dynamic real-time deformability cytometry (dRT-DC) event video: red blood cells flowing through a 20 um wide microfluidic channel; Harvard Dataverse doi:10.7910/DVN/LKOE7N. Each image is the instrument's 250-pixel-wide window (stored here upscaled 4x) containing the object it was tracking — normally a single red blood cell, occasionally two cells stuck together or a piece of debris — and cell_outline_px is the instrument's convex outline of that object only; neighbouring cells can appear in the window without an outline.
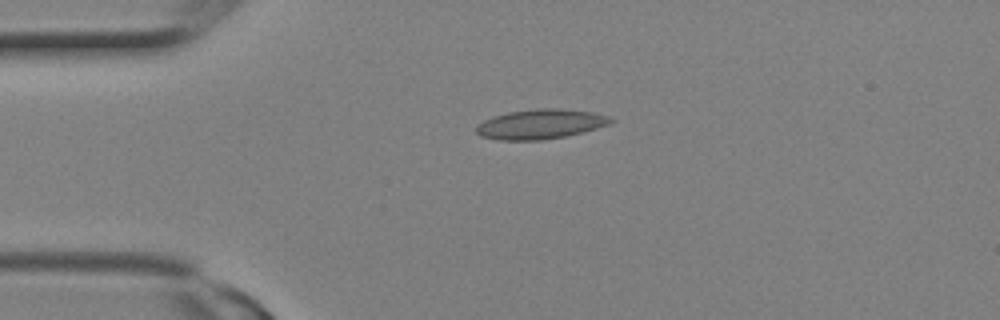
{"species": "Egyptian fruit bat (a non-hibernating species)", "species_latin": "Rousettus aegyptiacus", "temperature_condition": "room temperature", "stored_images_in_passage": 6, "camera_frame_rate_fps": 3000, "um_per_image_px": 0.085, "animal": {"sex": "female"}, "frame": {"image": 1, "passage_image": 1, "time_ms": 0.0, "image_size_px": [1000, 320], "cell_outline_px": [[616, 120], [608, 124], [584, 132], [564, 136], [540, 140], [500, 140], [480, 136], [476, 132], [476, 124], [492, 116], [508, 112], [536, 108], [560, 108], [592, 112], [608, 116]], "centroid_in_image_um": [45.91, 10.54], "position_along_channel_um": 39.1, "area_um2": 23.35}}
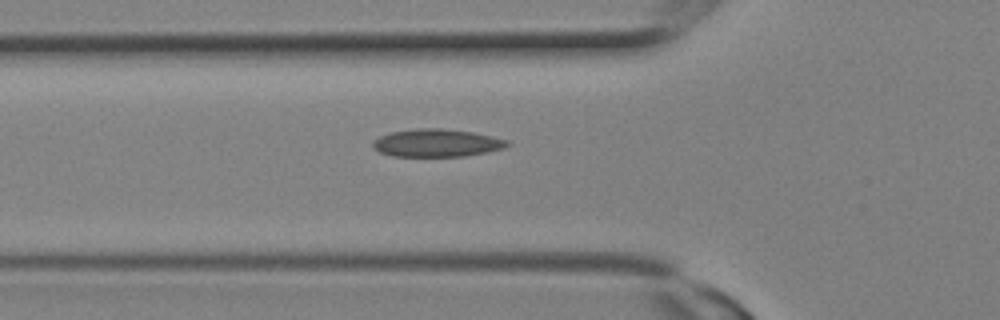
{"frame": {"image": 2, "passage_image": 4, "time_ms": 1.0, "image_size_px": [1000, 320], "cell_outline_px": [[508, 144], [504, 148], [488, 152], [464, 156], [392, 156], [380, 152], [372, 148], [372, 140], [380, 136], [392, 132], [416, 128], [440, 128], [472, 132], [492, 136], [508, 140]], "centroid_in_image_um": [37.09, 12.15], "position_along_channel_um": 88.7, "area_um2": 21.73}}
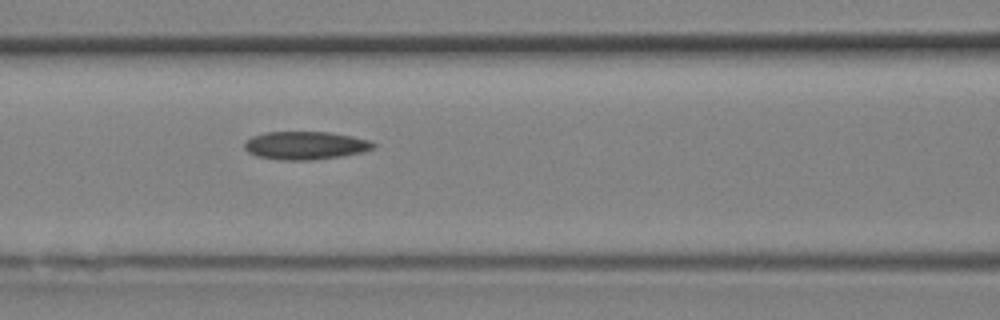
{"frame": {"image": 3, "passage_image": 6, "time_ms": 1.667, "image_size_px": [1000, 320], "cell_outline_px": [[376, 148], [364, 152], [340, 156], [312, 160], [280, 160], [256, 156], [248, 152], [244, 148], [244, 140], [252, 136], [264, 132], [328, 132], [352, 136], [372, 140], [376, 144]], "centroid_in_image_um": [25.97, 12.36], "position_along_channel_um": 140.6, "area_um2": 21.39}}